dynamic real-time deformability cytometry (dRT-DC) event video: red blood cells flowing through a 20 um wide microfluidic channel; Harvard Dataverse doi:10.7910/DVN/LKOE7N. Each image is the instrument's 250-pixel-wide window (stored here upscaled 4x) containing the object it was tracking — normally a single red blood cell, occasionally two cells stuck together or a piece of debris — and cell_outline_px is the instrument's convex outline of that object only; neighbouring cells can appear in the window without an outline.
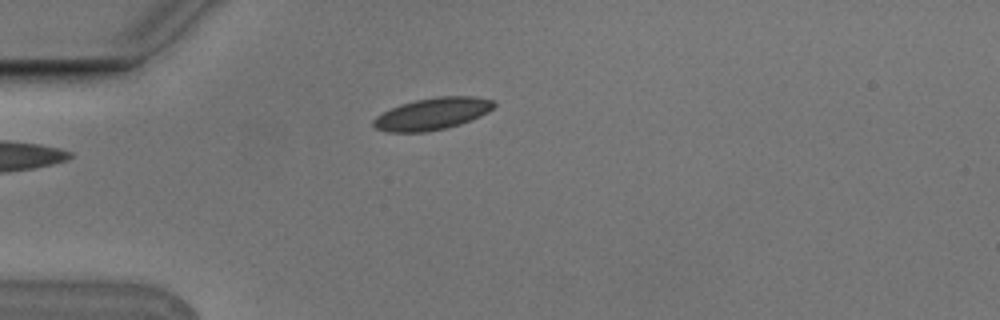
{"species": "Egyptian fruit bat (a non-hibernating species)", "species_latin": "Rousettus aegyptiacus", "temperature_condition": "cold", "stored_images_in_passage": 5, "camera_frame_rate_fps": 3000, "um_per_image_px": 0.085, "animal": {"sex": "male"}, "frame": {"image": 1, "passage_image": 5, "time_ms": 1.333, "image_size_px": [1000, 320], "cell_outline_px": [[496, 104], [488, 112], [480, 116], [460, 124], [444, 128], [424, 132], [388, 132], [376, 128], [372, 124], [372, 120], [376, 116], [400, 104], [416, 100], [436, 96], [476, 96], [492, 100]], "centroid_in_image_um": [36.74, 9.66], "position_along_channel_um": 48.3, "area_um2": 22.31}}